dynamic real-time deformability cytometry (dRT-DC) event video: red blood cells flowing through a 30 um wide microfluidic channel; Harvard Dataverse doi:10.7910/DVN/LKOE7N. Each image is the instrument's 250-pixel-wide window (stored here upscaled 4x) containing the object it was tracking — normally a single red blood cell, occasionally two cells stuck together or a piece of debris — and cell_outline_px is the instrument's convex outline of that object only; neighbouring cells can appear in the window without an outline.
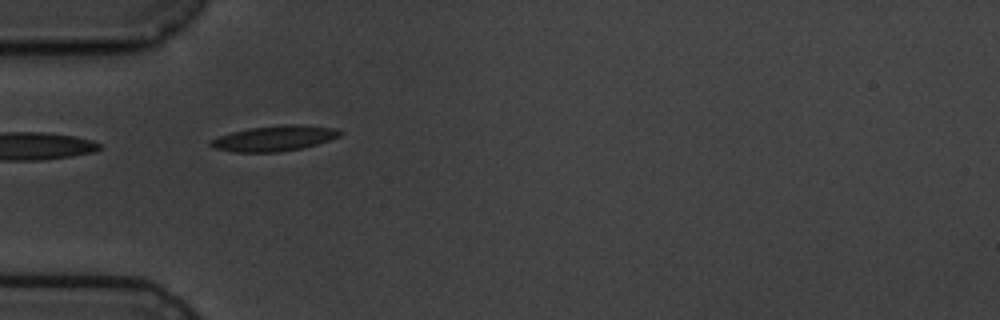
{"species": "common noctule bat (a hibernating species)", "species_latin": "Nyctalus noctula", "temperature_condition": "cold", "stored_images_in_passage": 5, "camera_frame_rate_fps": 3000, "um_per_image_px": 0.085, "animal": {"sex": "male", "body_mass_g": 19.5, "forearm_length_mm": 54.6}, "frame": {"image": 1, "passage_image": 4, "time_ms": 4.333, "image_size_px": [1000, 320], "cell_outline_px": [[344, 132], [340, 136], [304, 148], [276, 152], [232, 152], [212, 148], [208, 144], [208, 140], [232, 132], [252, 128], [284, 124], [300, 124], [336, 128]], "centroid_in_image_um": [23.31, 11.76], "position_along_channel_um": 61.7, "area_um2": 19.25}}